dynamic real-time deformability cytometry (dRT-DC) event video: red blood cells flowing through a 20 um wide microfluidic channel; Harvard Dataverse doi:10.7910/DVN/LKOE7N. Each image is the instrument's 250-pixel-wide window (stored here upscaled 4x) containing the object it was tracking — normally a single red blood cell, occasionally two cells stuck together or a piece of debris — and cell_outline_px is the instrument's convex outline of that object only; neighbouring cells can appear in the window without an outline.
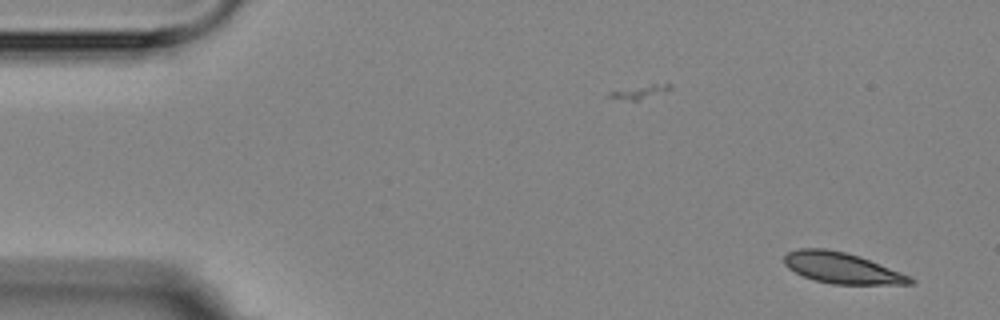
{"species": "Egyptian fruit bat (a non-hibernating species)", "species_latin": "Rousettus aegyptiacus", "temperature_condition": "room temperature", "stored_images_in_passage": 2, "camera_frame_rate_fps": 3000, "um_per_image_px": 0.085, "animal": {"sex": "female"}, "frame": {"image": 1, "passage_image": 2, "time_ms": 1.333, "image_size_px": [1000, 320], "cell_outline_px": [[916, 284], [832, 284], [816, 280], [804, 276], [788, 268], [784, 264], [784, 256], [788, 252], [800, 248], [824, 248], [844, 252], [860, 256], [900, 272], [916, 280]], "centroid_in_image_um": [71.56, 22.78], "position_along_channel_um": 13.4, "area_um2": 22.48}}